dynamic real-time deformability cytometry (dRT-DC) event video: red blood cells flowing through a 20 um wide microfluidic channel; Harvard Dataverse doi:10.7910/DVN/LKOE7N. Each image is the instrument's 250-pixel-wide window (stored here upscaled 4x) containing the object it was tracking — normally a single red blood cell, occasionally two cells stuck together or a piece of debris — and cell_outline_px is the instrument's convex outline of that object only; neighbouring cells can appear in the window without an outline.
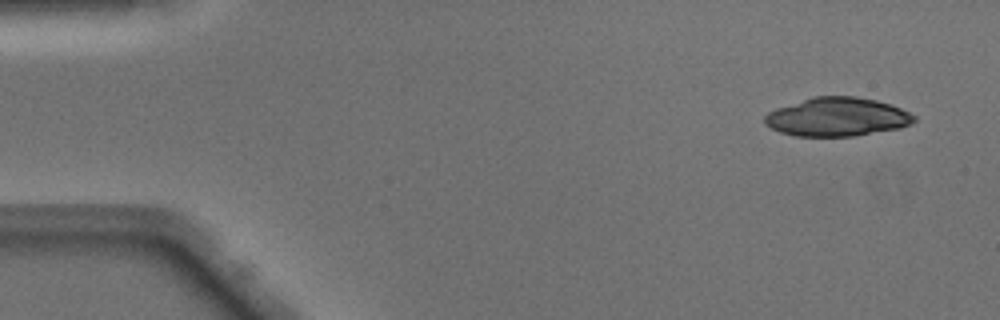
{"species": "Egyptian fruit bat (a non-hibernating species)", "species_latin": "Rousettus aegyptiacus", "temperature_condition": "warm", "stored_images_in_passage": 7, "camera_frame_rate_fps": 3000, "um_per_image_px": 0.085, "animal": {"sex": "male"}, "frame": {"image": 1, "passage_image": 1, "time_ms": 0.0, "image_size_px": [1000, 320], "cell_outline_px": [[916, 120], [912, 124], [900, 128], [852, 136], [796, 136], [780, 132], [764, 124], [764, 116], [768, 112], [776, 108], [812, 96], [856, 96], [876, 100], [892, 104], [916, 116]], "centroid_in_image_um": [71.16, 9.93], "position_along_channel_um": 13.8, "area_um2": 33.81}}